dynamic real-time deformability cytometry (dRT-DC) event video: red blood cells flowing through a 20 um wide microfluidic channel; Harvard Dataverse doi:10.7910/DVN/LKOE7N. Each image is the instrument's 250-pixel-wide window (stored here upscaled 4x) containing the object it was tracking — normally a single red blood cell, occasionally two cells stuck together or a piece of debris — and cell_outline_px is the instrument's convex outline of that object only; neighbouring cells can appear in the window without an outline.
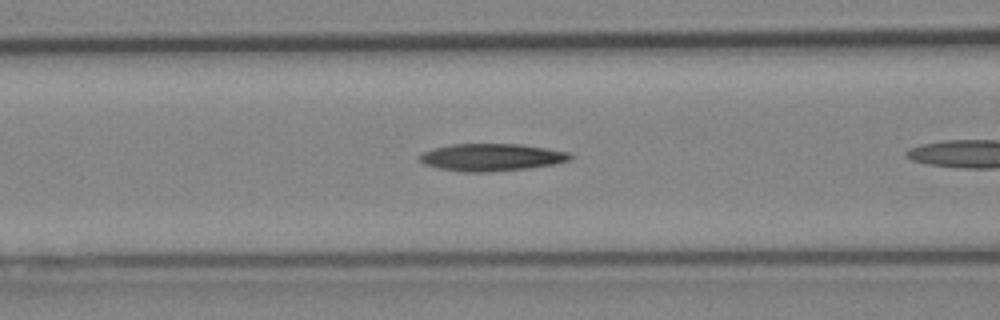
{"species": "Egyptian fruit bat (a non-hibernating species)", "species_latin": "Rousettus aegyptiacus", "temperature_condition": "cold", "stored_images_in_passage": 8, "camera_frame_rate_fps": 3000, "um_per_image_px": 0.085, "animal": {"sex": "female"}, "frame": {"image": 1, "passage_image": 6, "time_ms": 1.667, "image_size_px": [1000, 320], "cell_outline_px": [[572, 160], [556, 164], [528, 168], [488, 172], [464, 172], [440, 168], [424, 164], [420, 160], [420, 156], [424, 152], [432, 148], [452, 144], [520, 144], [568, 152], [572, 156]], "centroid_in_image_um": [41.8, 13.37], "position_along_channel_um": 124.8, "area_um2": 23.87}}